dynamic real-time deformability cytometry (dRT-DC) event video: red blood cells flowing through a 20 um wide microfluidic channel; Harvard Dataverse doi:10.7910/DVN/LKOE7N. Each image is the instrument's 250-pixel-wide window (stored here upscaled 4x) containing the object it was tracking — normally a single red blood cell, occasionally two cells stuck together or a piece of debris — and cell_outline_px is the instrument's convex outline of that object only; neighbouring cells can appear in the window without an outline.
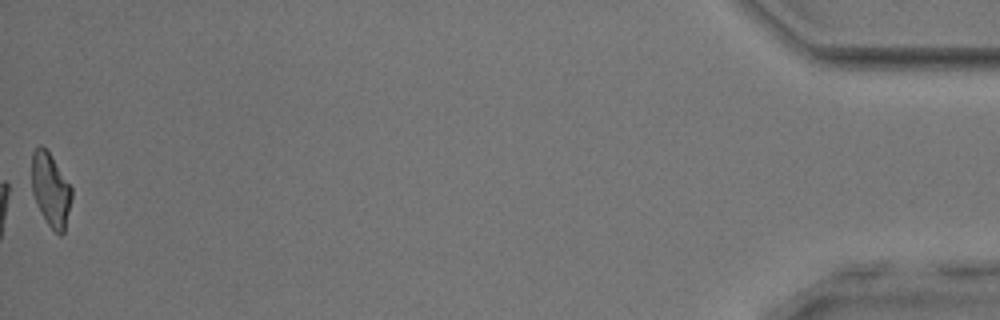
{"species": "common noctule bat (a hibernating species)", "species_latin": "Nyctalus noctula", "temperature_condition": "room temperature", "stored_images_in_passage": 53, "camera_frame_rate_fps": 3000, "um_per_image_px": 0.085, "animal": {"sex": "male", "body_mass_g": 17.9, "forearm_length_mm": 54.2}, "frame": {"image": 1, "passage_image": 53, "time_ms": 17.333, "image_size_px": [1000, 320], "cell_outline_px": [[72, 196], [64, 232], [60, 236], [48, 224], [36, 204], [32, 192], [32, 152], [40, 144], [48, 152], [72, 188]], "centroid_in_image_um": [4.29, 16.14], "position_along_channel_um": 430.9, "area_um2": 16.76}, "authors_computed_cell_mechanics": {"area_um2": 18.4382, "velocity_mm_per_s": 3.9378, "shape_relaxation_time_tau1_ms": 6.1469, "shape_relaxation_time_tau2_ms": 1.7467, "deformation_change_tau1": 0.1694, "deformation_change_tau2": 0.0977}}